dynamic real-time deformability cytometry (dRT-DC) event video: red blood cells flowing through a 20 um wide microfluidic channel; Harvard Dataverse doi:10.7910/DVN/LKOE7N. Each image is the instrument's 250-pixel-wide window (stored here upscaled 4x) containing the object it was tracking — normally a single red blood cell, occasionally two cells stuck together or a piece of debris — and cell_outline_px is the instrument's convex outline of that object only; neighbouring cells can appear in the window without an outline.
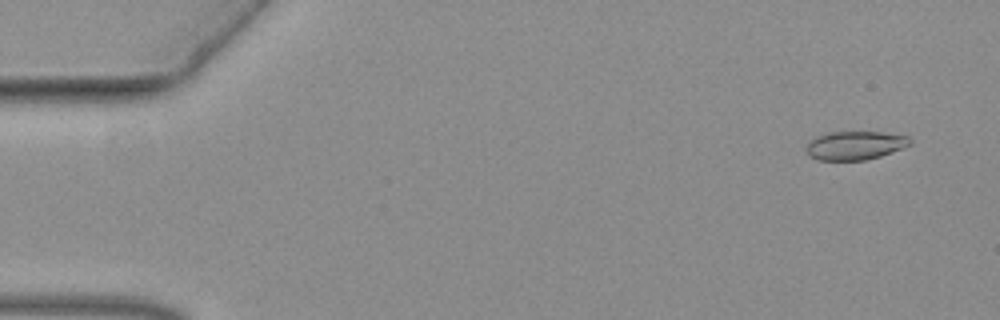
{"species": "common noctule bat (a hibernating species)", "species_latin": "Nyctalus noctula", "temperature_condition": "warm", "stored_images_in_passage": 52, "camera_frame_rate_fps": 3000, "um_per_image_px": 0.085, "animal": {"sex": "female", "body_mass_g": 19.3, "forearm_length_mm": 54.1}, "frame": {"image": 1, "passage_image": 1, "time_ms": 0.0, "image_size_px": [1000, 320], "cell_outline_px": [[912, 144], [880, 156], [864, 160], [816, 160], [808, 156], [808, 140], [816, 136], [828, 132], [880, 132], [908, 136], [912, 140]], "centroid_in_image_um": [72.66, 12.36], "position_along_channel_um": 12.3, "area_um2": 17.28}}
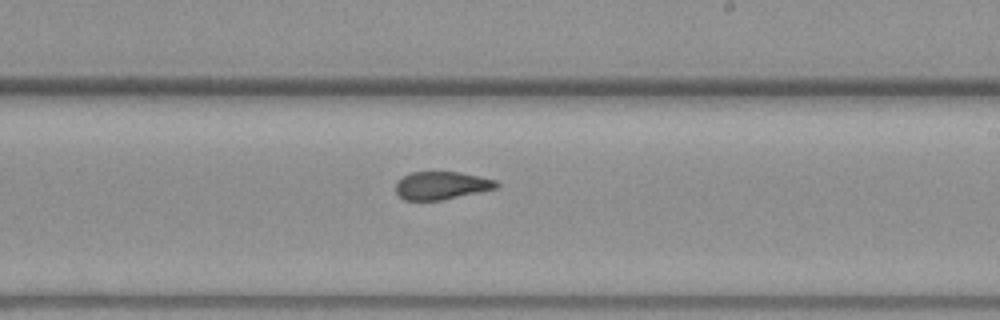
{"frame": {"image": 2, "passage_image": 30, "time_ms": 9.667, "image_size_px": [1000, 320], "cell_outline_px": [[500, 184], [496, 188], [440, 200], [404, 200], [396, 192], [396, 184], [404, 176], [412, 172], [460, 172], [496, 180]], "centroid_in_image_um": [37.53, 15.76], "position_along_channel_um": 251.5, "area_um2": 16.07}}
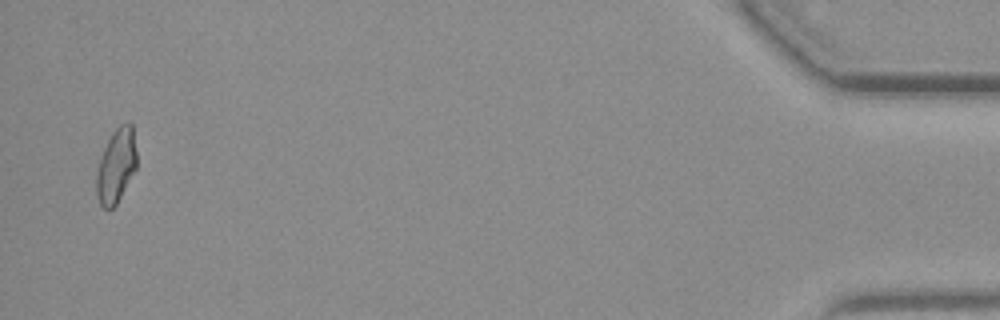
{"frame": {"image": 3, "passage_image": 51, "time_ms": 16.667, "image_size_px": [1000, 320], "cell_outline_px": [[136, 168], [116, 204], [112, 208], [104, 208], [100, 204], [96, 196], [96, 172], [104, 148], [112, 132], [120, 124], [128, 120], [132, 124], [136, 152]], "centroid_in_image_um": [9.87, 14.06], "position_along_channel_um": 425.3, "area_um2": 17.28}}